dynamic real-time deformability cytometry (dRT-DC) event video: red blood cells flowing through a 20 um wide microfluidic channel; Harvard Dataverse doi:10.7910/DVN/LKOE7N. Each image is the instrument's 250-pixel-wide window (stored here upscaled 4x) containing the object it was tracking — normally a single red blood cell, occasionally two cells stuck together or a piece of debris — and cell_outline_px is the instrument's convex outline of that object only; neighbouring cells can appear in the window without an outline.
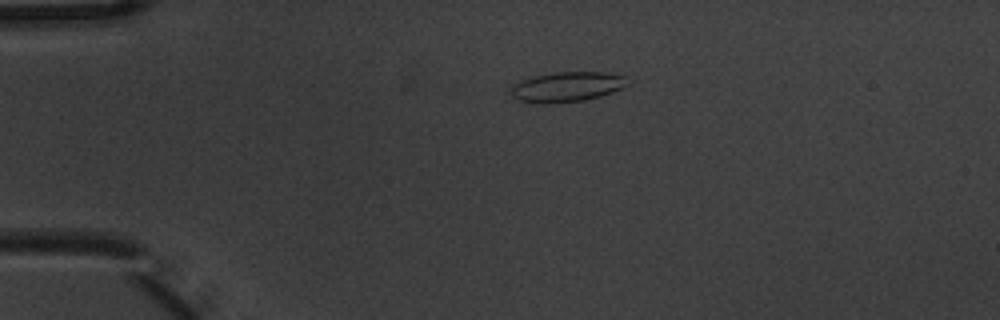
{"species": "common noctule bat (a hibernating species)", "species_latin": "Nyctalus noctula", "temperature_condition": "warm", "stored_images_in_passage": 2, "camera_frame_rate_fps": 3000, "um_per_image_px": 0.085, "animal": {"sex": "male", "body_mass_g": 20.1, "forearm_length_mm": 53.5}, "frame": {"image": 1, "passage_image": 1, "time_ms": 0.0, "image_size_px": [1000, 320], "cell_outline_px": [[628, 84], [624, 88], [600, 96], [584, 100], [520, 100], [512, 96], [512, 88], [520, 80], [532, 76], [556, 72], [604, 72], [624, 76]], "centroid_in_image_um": [48.28, 7.31], "position_along_channel_um": 36.7, "area_um2": 19.25}}